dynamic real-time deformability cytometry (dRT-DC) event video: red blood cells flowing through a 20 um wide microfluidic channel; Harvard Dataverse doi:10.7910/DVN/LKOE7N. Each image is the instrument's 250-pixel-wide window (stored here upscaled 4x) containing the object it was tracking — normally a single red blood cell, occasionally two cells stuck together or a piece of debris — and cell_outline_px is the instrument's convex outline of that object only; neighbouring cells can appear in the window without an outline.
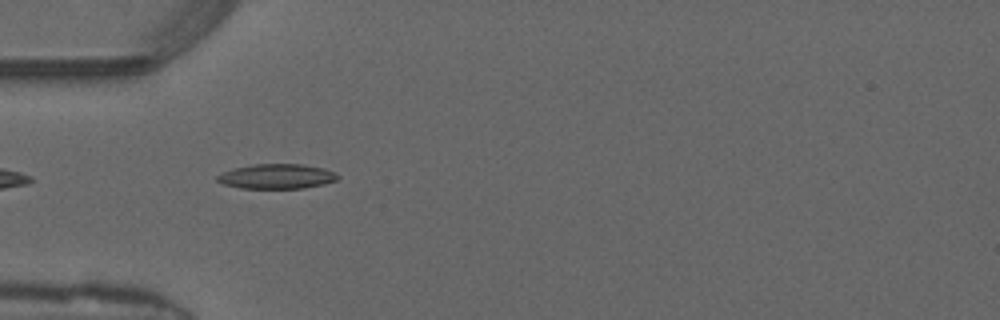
{"species": "common noctule bat (a hibernating species)", "species_latin": "Nyctalus noctula", "temperature_condition": "warm", "stored_images_in_passage": 34, "camera_frame_rate_fps": 3000, "um_per_image_px": 0.085, "animal": {"sex": "male", "forearm_length_mm": 52.5}, "frame": {"image": 1, "passage_image": 1, "time_ms": 0.0, "image_size_px": [1000, 320], "cell_outline_px": [[340, 176], [336, 180], [324, 184], [304, 188], [240, 188], [224, 184], [216, 180], [216, 176], [224, 172], [236, 168], [256, 164], [304, 164], [324, 168], [336, 172]], "centroid_in_image_um": [23.57, 14.99], "position_along_channel_um": 61.4, "area_um2": 17.34}, "authors_computed_cell_mechanics": {"area_um2": 16.3574, "velocity_mm_per_s": 4.1637, "shape_relaxation_time_tau1_ms": 9.0426, "shape_relaxation_time_tau2_ms": 2.4783, "deformation_change_tau1": 0.2307, "deformation_change_tau2": 0.0985}}